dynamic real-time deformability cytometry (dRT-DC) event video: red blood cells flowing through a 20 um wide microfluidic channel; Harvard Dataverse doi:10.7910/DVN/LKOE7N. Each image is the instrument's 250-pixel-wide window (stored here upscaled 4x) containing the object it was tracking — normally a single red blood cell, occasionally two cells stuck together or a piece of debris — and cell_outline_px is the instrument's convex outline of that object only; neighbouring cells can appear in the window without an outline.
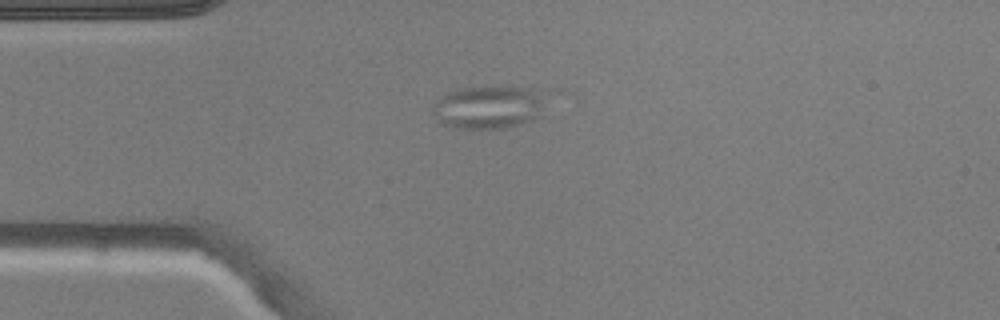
{"species": "common noctule bat (a hibernating species)", "species_latin": "Nyctalus noctula", "temperature_condition": "warm", "stored_images_in_passage": 4, "camera_frame_rate_fps": 3000, "um_per_image_px": 0.085, "animal": {"sex": "male", "body_mass_g": 20.5, "forearm_length_mm": 52.5}, "frame": {"image": 1, "passage_image": 3, "time_ms": 2.333, "image_size_px": [1000, 320], "cell_outline_px": [[544, 116], [520, 124], [504, 128], [452, 128], [440, 124], [432, 112], [432, 104], [440, 96], [448, 92], [460, 88], [528, 88], [540, 100]], "centroid_in_image_um": [41.39, 9.16], "position_along_channel_um": 43.6, "area_um2": 27.69}}